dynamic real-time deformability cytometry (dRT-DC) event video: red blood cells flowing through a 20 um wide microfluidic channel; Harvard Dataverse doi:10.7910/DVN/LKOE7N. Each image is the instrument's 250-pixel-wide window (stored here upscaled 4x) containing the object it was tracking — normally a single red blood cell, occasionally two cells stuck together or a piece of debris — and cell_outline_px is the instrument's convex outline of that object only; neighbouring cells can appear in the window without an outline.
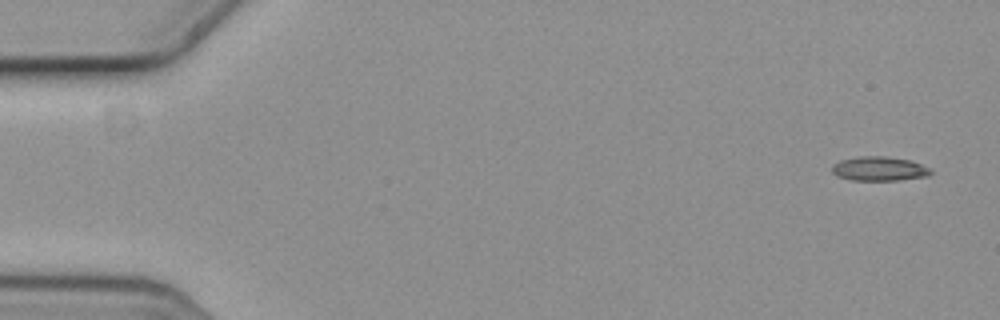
{"species": "common noctule bat (a hibernating species)", "species_latin": "Nyctalus noctula", "temperature_condition": "cold", "stored_images_in_passage": 6, "camera_frame_rate_fps": 3000, "um_per_image_px": 0.085, "animal": {"sex": "female", "body_mass_g": 19.3, "forearm_length_mm": 54.1}, "frame": {"image": 1, "passage_image": 1, "time_ms": 0.0, "image_size_px": [1000, 320], "cell_outline_px": [[932, 172], [928, 176], [900, 180], [852, 180], [836, 176], [832, 172], [832, 164], [840, 160], [856, 156], [888, 156], [912, 160], [932, 168]], "centroid_in_image_um": [74.75, 14.33], "position_along_channel_um": 10.2, "area_um2": 14.28}}
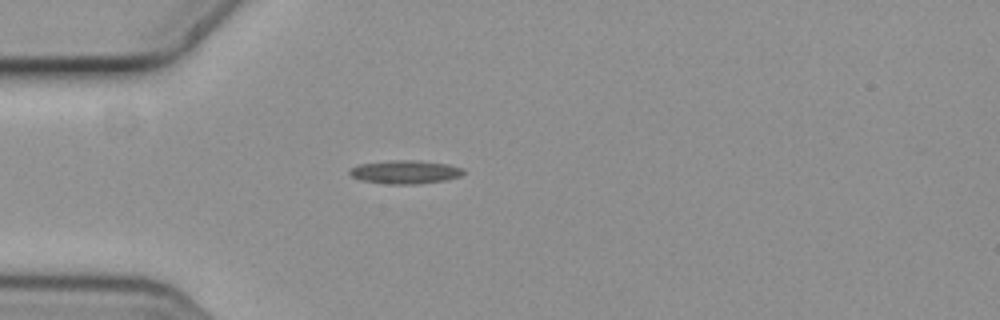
{"frame": {"image": 2, "passage_image": 5, "time_ms": 1.333, "image_size_px": [1000, 320], "cell_outline_px": [[464, 172], [460, 176], [444, 180], [412, 184], [388, 184], [360, 180], [352, 176], [348, 172], [352, 168], [360, 164], [392, 160], [412, 160], [448, 164], [460, 168]], "centroid_in_image_um": [34.4, 14.62], "position_along_channel_um": 50.6, "area_um2": 15.2}}